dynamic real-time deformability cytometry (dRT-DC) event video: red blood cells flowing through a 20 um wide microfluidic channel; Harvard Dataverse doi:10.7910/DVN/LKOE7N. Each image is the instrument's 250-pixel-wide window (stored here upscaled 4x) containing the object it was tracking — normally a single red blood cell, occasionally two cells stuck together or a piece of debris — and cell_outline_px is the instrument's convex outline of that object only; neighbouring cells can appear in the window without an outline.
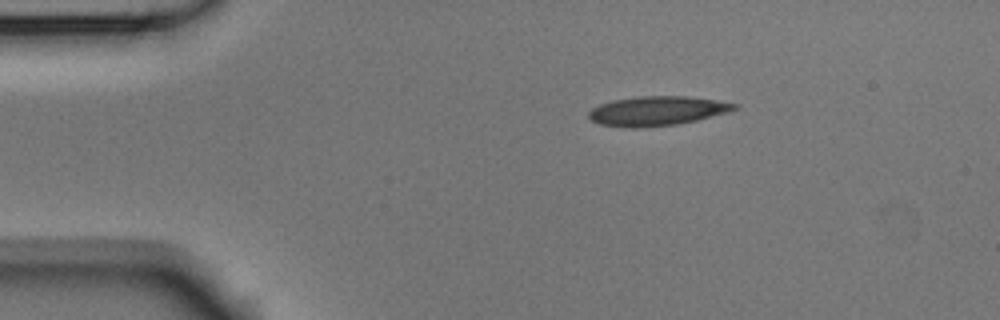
{"species": "Egyptian fruit bat (a non-hibernating species)", "species_latin": "Rousettus aegyptiacus", "temperature_condition": "room temperature", "stored_images_in_passage": 3, "camera_frame_rate_fps": 3000, "um_per_image_px": 0.085, "animal": {"sex": "male"}, "frame": {"image": 1, "passage_image": 1, "time_ms": 0.0, "image_size_px": [1000, 320], "cell_outline_px": [[740, 108], [728, 112], [696, 120], [676, 124], [632, 128], [600, 124], [592, 120], [588, 116], [588, 112], [592, 108], [600, 104], [612, 100], [636, 96], [688, 96], [716, 100], [740, 104]], "centroid_in_image_um": [55.87, 9.41], "position_along_channel_um": 29.1, "area_um2": 24.91}}